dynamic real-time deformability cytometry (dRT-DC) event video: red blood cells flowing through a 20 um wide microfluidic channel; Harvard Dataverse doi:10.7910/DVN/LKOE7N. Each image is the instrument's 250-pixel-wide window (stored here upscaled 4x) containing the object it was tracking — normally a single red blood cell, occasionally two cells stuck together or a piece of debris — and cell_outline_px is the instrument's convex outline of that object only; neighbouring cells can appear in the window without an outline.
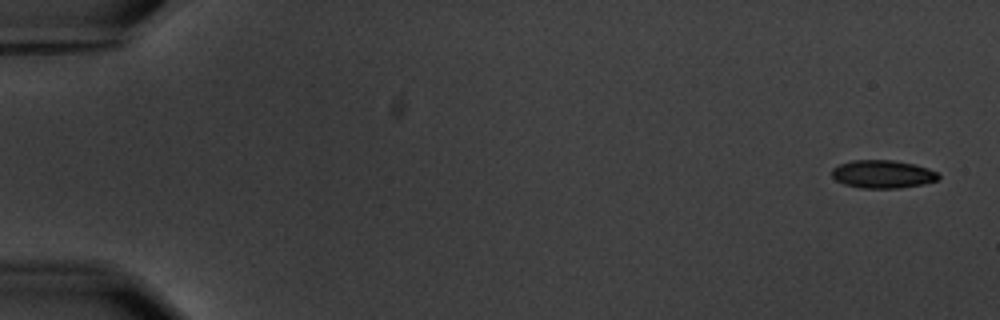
{"species": "common noctule bat (a hibernating species)", "species_latin": "Nyctalus noctula", "temperature_condition": "warm", "stored_images_in_passage": 9, "camera_frame_rate_fps": 3000, "um_per_image_px": 0.085, "animal": {"sex": "male", "body_mass_g": 20.1, "forearm_length_mm": 53.5}, "frame": {"image": 1, "passage_image": 1, "time_ms": 0.0, "image_size_px": [1000, 320], "cell_outline_px": [[940, 176], [936, 180], [924, 184], [900, 188], [860, 188], [844, 184], [836, 180], [832, 176], [832, 168], [840, 164], [852, 160], [892, 160], [916, 164], [928, 168], [936, 172]], "centroid_in_image_um": [75.02, 14.8], "position_along_channel_um": 10.0, "area_um2": 17.46}}
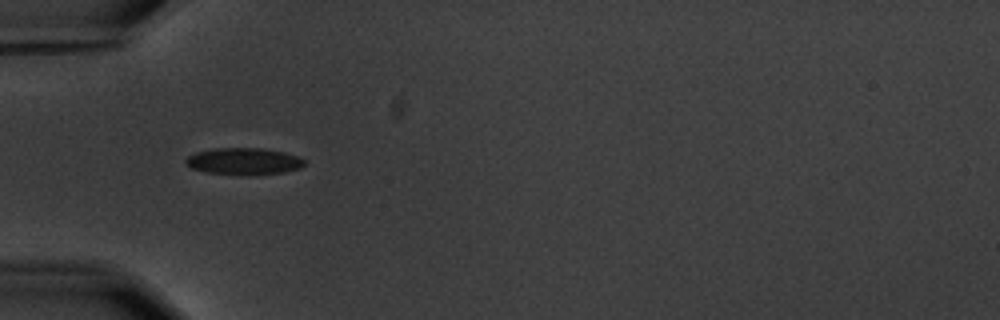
{"frame": {"image": 2, "passage_image": 6, "time_ms": 5.667, "image_size_px": [1000, 320], "cell_outline_px": [[304, 164], [300, 168], [284, 172], [248, 176], [208, 172], [192, 168], [184, 160], [188, 156], [196, 152], [212, 148], [264, 148], [284, 152], [300, 156], [304, 160]], "centroid_in_image_um": [20.75, 13.71], "position_along_channel_um": 64.2, "area_um2": 18.67}}
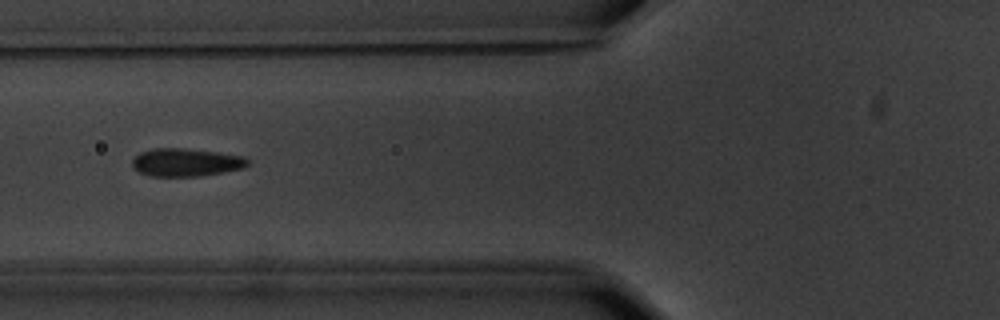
{"frame": {"image": 3, "passage_image": 7, "time_ms": 7.0, "image_size_px": [1000, 320], "cell_outline_px": [[248, 164], [244, 168], [224, 172], [200, 176], [152, 176], [140, 172], [132, 168], [132, 160], [140, 152], [152, 148], [184, 148], [216, 152], [244, 156], [248, 160]], "centroid_in_image_um": [15.8, 13.8], "position_along_channel_um": 110.0, "area_um2": 18.84}}